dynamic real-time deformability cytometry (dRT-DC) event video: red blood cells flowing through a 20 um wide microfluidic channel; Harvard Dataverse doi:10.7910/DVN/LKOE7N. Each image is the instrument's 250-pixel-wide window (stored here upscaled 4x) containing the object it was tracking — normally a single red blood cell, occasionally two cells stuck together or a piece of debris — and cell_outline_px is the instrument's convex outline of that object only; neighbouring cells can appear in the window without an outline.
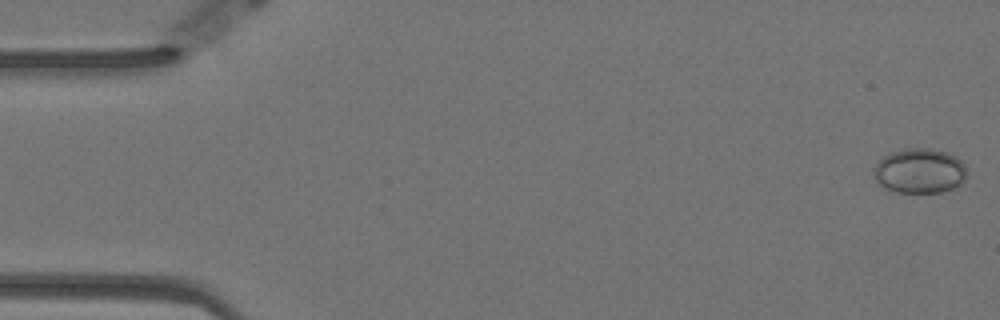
{"species": "Egyptian fruit bat (a non-hibernating species)", "species_latin": "Rousettus aegyptiacus", "temperature_condition": "warm", "stored_images_in_passage": 57, "camera_frame_rate_fps": 3000, "um_per_image_px": 0.085, "animal": {"sex": "female"}, "frame": {"image": 1, "passage_image": 1, "time_ms": 0.0, "image_size_px": [1000, 320], "cell_outline_px": [[968, 172], [964, 180], [960, 184], [952, 188], [940, 192], [896, 192], [876, 184], [872, 176], [872, 168], [888, 152], [908, 148], [928, 148], [944, 152], [956, 156], [964, 164]], "centroid_in_image_um": [78.12, 14.52], "position_along_channel_um": 6.9, "area_um2": 24.62}}
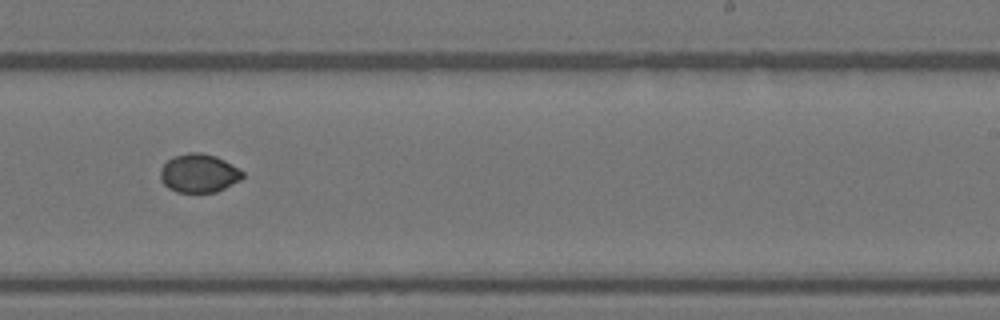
{"frame": {"image": 2, "passage_image": 35, "time_ms": 11.333, "image_size_px": [1000, 320], "cell_outline_px": [[244, 176], [240, 180], [216, 192], [176, 192], [168, 188], [160, 180], [160, 168], [172, 156], [188, 152], [200, 152], [216, 156], [224, 160], [244, 172]], "centroid_in_image_um": [16.88, 14.72], "position_along_channel_um": 272.1, "area_um2": 18.55}}
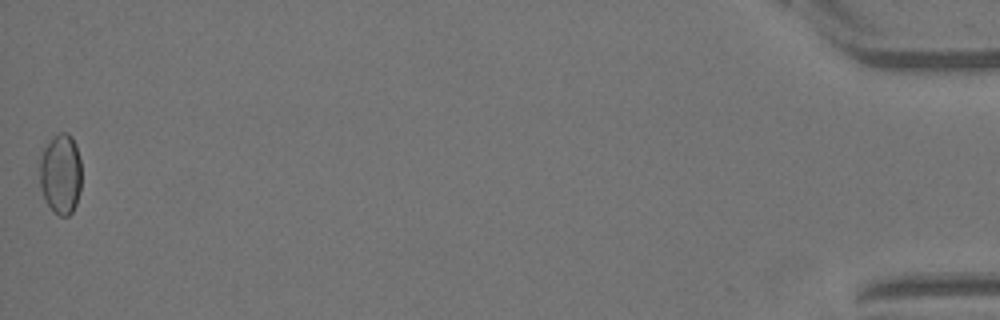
{"frame": {"image": 3, "passage_image": 57, "time_ms": 18.667, "image_size_px": [1000, 320], "cell_outline_px": [[80, 192], [76, 204], [72, 212], [68, 216], [60, 216], [52, 212], [44, 196], [40, 184], [40, 156], [44, 148], [52, 136], [60, 132], [68, 132], [72, 136], [76, 144], [80, 160]], "centroid_in_image_um": [5.16, 14.77], "position_along_channel_um": 430.0, "area_um2": 19.77}}